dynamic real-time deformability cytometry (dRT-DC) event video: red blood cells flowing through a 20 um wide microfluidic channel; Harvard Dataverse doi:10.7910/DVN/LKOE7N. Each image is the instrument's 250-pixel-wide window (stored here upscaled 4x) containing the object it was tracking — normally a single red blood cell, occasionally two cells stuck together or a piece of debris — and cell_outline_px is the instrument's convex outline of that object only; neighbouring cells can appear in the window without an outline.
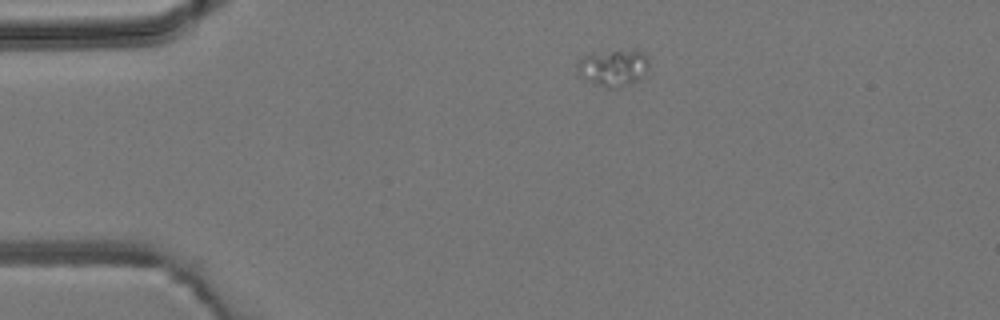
{"species": "common noctule bat (a hibernating species)", "species_latin": "Nyctalus noctula", "temperature_condition": "room temperature", "stored_images_in_passage": 4, "camera_frame_rate_fps": 3000, "um_per_image_px": 0.085, "animal": {"sex": "male", "body_mass_g": 19.2, "forearm_length_mm": 51.8}, "frame": {"image": 1, "passage_image": 4, "time_ms": 3.667, "image_size_px": [1000, 320], "cell_outline_px": [[648, 68], [636, 80], [620, 88], [608, 88], [592, 84], [576, 76], [576, 64], [580, 56], [592, 52], [644, 52], [648, 56]], "centroid_in_image_um": [51.99, 5.79], "position_along_channel_um": 33.0, "area_um2": 15.43}}